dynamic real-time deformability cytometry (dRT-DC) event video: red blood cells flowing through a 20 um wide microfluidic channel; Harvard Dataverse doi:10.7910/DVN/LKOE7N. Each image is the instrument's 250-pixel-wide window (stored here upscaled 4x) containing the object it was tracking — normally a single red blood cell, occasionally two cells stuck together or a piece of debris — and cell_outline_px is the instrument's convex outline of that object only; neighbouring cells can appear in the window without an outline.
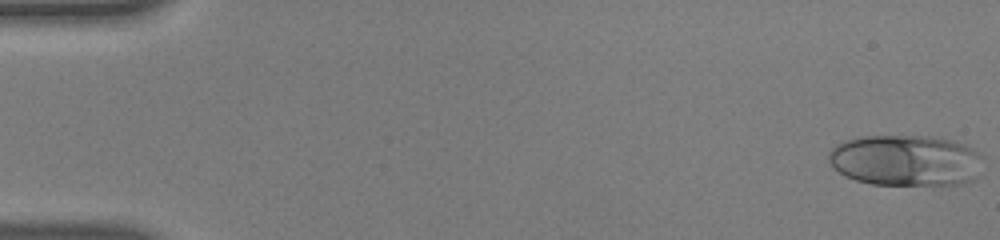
{"species": "human", "species_latin": "Homo sapiens", "temperature_condition": "warm", "stored_images_in_passage": 54, "camera_frame_rate_fps": 3000, "um_per_image_px": 0.085, "donor": {"sex": "male"}, "frame": {"image": 1, "passage_image": 1, "time_ms": 0.0, "image_size_px": [1000, 240], "cell_outline_px": [[984, 156], [976, 176], [972, 180], [960, 184], [940, 188], [872, 184], [856, 180], [844, 176], [828, 160], [828, 152], [836, 144], [844, 140], [860, 136], [932, 136], [952, 140], [972, 148]], "centroid_in_image_um": [77.02, 13.67], "position_along_channel_um": 8.0, "area_um2": 47.28}}
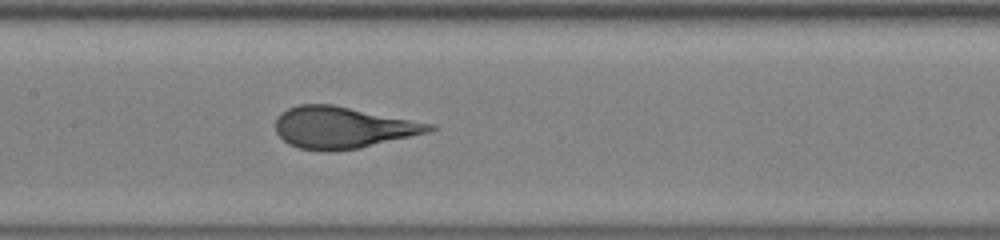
{"frame": {"image": 2, "passage_image": 27, "time_ms": 8.667, "image_size_px": [1000, 240], "cell_outline_px": [[436, 128], [428, 132], [360, 148], [332, 152], [324, 152], [300, 148], [288, 144], [276, 132], [276, 120], [280, 112], [288, 108], [300, 104], [332, 104], [436, 124]], "centroid_in_image_um": [29.12, 10.84], "position_along_channel_um": 178.3, "area_um2": 37.45}}
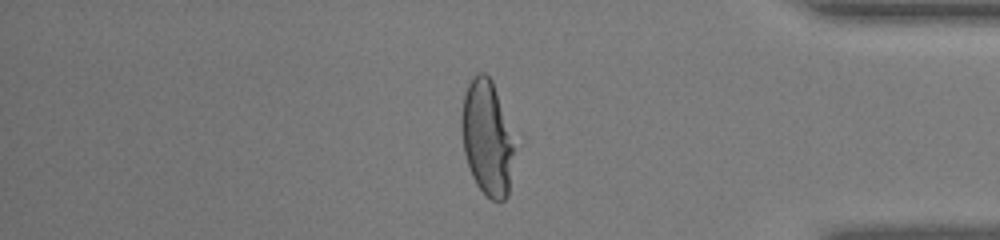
{"frame": {"image": 3, "passage_image": 46, "time_ms": 15.0, "image_size_px": [1000, 240], "cell_outline_px": [[512, 152], [508, 196], [504, 200], [492, 200], [476, 184], [472, 176], [464, 152], [460, 128], [460, 116], [464, 92], [472, 76], [476, 72], [484, 72], [492, 80], [512, 144]], "centroid_in_image_um": [41.31, 11.69], "position_along_channel_um": 393.9, "area_um2": 34.28}, "authors_computed_cell_mechanics": {"area_um2": 38.1769, "velocity_mm_per_s": 3.7884, "shape_relaxation_time_tau1_ms": 5.4017, "shape_relaxation_time_tau2_ms": null, "deformation_change_tau1": 0.2629, "deformation_change_tau2": null}}